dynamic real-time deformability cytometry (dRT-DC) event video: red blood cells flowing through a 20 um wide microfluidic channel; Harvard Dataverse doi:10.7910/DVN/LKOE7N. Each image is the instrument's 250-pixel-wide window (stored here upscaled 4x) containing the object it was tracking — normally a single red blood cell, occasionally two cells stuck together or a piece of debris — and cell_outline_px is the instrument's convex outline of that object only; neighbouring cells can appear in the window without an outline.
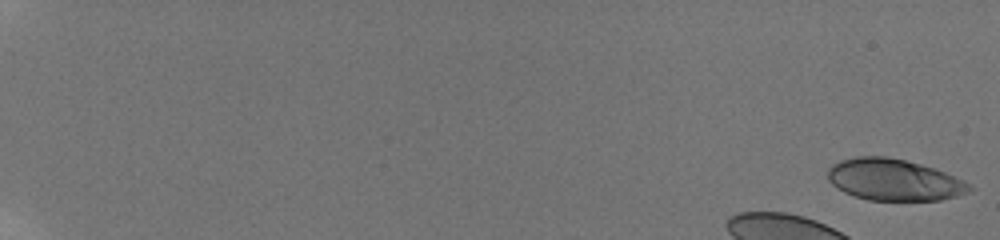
{"species": "human", "species_latin": "Homo sapiens", "temperature_condition": "room temperature", "stored_images_in_passage": 21, "camera_frame_rate_fps": 3000, "um_per_image_px": 0.085, "donor": {"sex": "male"}, "frame": {"image": 1, "passage_image": 1, "time_ms": 0.0, "image_size_px": [1000, 240], "cell_outline_px": [[976, 188], [968, 192], [956, 196], [940, 200], [868, 200], [844, 192], [836, 188], [828, 180], [828, 168], [832, 164], [840, 160], [856, 156], [884, 156], [904, 160], [936, 168], [964, 180]], "centroid_in_image_um": [75.99, 15.28], "position_along_channel_um": 9.0, "area_um2": 34.45}}